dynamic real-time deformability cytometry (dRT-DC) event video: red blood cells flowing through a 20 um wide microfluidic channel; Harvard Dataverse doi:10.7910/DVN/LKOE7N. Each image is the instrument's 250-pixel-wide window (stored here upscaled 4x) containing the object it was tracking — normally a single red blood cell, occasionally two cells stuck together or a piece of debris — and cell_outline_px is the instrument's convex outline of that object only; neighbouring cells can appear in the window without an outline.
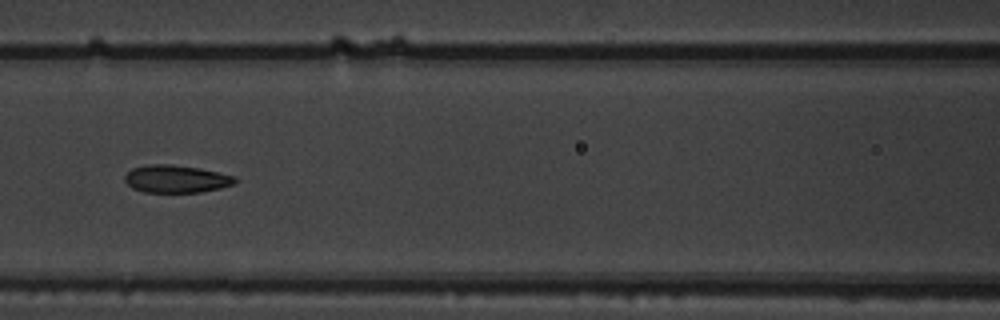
{"species": "common noctule bat (a hibernating species)", "species_latin": "Nyctalus noctula", "temperature_condition": "warm", "stored_images_in_passage": 15, "camera_frame_rate_fps": 3000, "um_per_image_px": 0.085, "animal": {"sex": "male", "body_mass_g": 19.5, "forearm_length_mm": 54.6}, "frame": {"image": 1, "passage_image": 7, "time_ms": 8.0, "image_size_px": [1000, 320], "cell_outline_px": [[240, 180], [236, 184], [220, 188], [200, 192], [144, 192], [132, 188], [124, 180], [124, 176], [132, 168], [144, 164], [168, 164], [200, 168], [236, 176]], "centroid_in_image_um": [15.0, 15.2], "position_along_channel_um": 151.6, "area_um2": 17.98}}
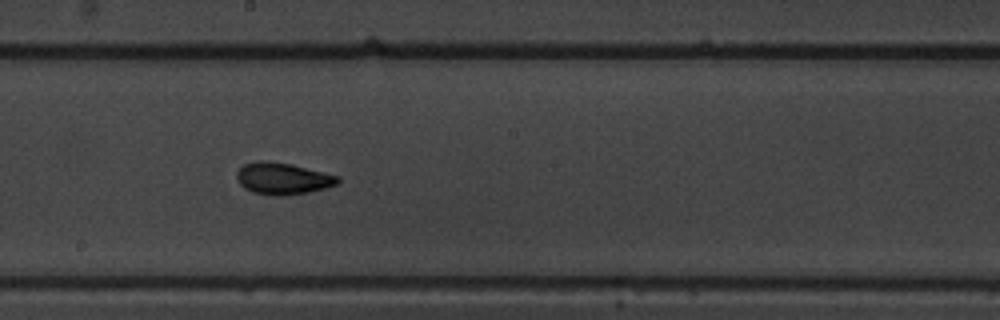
{"frame": {"image": 2, "passage_image": 9, "time_ms": 10.0, "image_size_px": [1000, 320], "cell_outline_px": [[340, 180], [336, 184], [324, 188], [308, 192], [284, 196], [272, 196], [252, 192], [244, 188], [240, 184], [236, 176], [236, 172], [244, 164], [260, 160], [292, 164], [340, 176]], "centroid_in_image_um": [24.02, 15.18], "position_along_channel_um": 224.2, "area_um2": 18.73}}
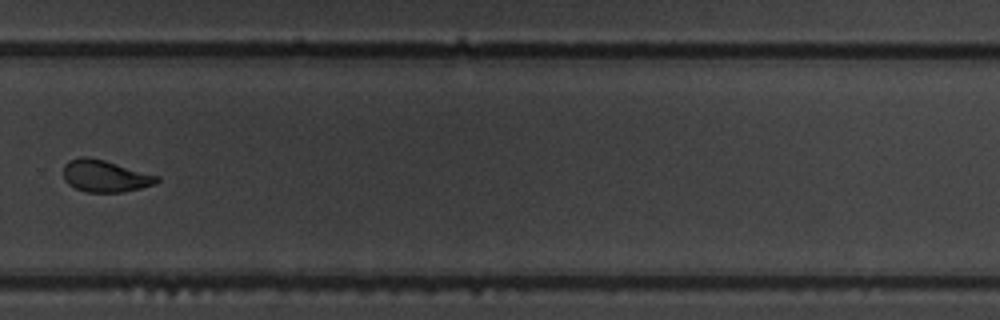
{"frame": {"image": 3, "passage_image": 11, "time_ms": 12.667, "image_size_px": [1000, 320], "cell_outline_px": [[160, 180], [156, 184], [124, 192], [88, 192], [76, 188], [68, 184], [64, 180], [64, 164], [68, 160], [80, 156], [88, 156], [104, 160], [160, 176]], "centroid_in_image_um": [8.94, 14.95], "position_along_channel_um": 320.9, "area_um2": 17.51}, "authors_computed_cell_mechanics": {"area_um2": 18.3804, "velocity_mm_per_s": 3.6485, "shape_relaxation_time_tau1_ms": 3.1672, "shape_relaxation_time_tau2_ms": 0.9953, "deformation_change_tau1": 0.1384, "deformation_change_tau2": 0.0604}}